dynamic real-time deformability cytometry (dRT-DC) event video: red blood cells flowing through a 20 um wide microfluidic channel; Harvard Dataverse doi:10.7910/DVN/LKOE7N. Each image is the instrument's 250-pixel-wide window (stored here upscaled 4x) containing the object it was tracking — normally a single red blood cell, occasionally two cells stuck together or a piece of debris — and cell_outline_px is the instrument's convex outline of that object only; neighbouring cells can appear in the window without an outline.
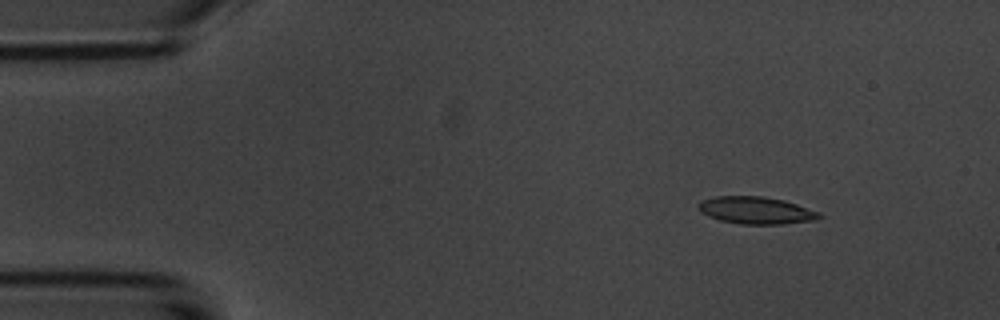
{"species": "common noctule bat (a hibernating species)", "species_latin": "Nyctalus noctula", "temperature_condition": "room temperature", "stored_images_in_passage": 4, "camera_frame_rate_fps": 3000, "um_per_image_px": 0.085, "animal": {"sex": "male", "body_mass_g": 20.1, "forearm_length_mm": 53.5}, "frame": {"image": 1, "passage_image": 2, "time_ms": 1.0, "image_size_px": [1000, 320], "cell_outline_px": [[824, 216], [816, 220], [784, 224], [740, 224], [720, 220], [708, 216], [700, 212], [696, 208], [696, 204], [700, 200], [716, 196], [764, 196], [784, 200], [820, 212]], "centroid_in_image_um": [64.24, 17.88], "position_along_channel_um": 20.8, "area_um2": 19.48}}